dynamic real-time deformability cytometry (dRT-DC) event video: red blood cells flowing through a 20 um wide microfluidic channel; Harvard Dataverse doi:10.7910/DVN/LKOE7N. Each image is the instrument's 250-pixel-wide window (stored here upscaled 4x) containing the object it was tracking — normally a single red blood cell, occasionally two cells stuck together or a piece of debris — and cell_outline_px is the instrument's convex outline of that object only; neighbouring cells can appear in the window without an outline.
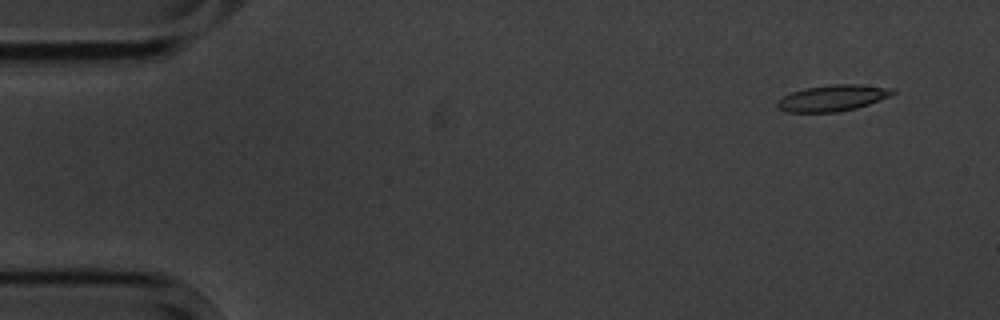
{"species": "common noctule bat (a hibernating species)", "species_latin": "Nyctalus noctula", "temperature_condition": "cold", "stored_images_in_passage": 7, "camera_frame_rate_fps": 3000, "um_per_image_px": 0.085, "animal": {"sex": "male", "body_mass_g": 20.1, "forearm_length_mm": 53.5}, "frame": {"image": 1, "passage_image": 1, "time_ms": 0.0, "image_size_px": [1000, 320], "cell_outline_px": [[896, 92], [892, 96], [856, 108], [836, 112], [784, 112], [776, 108], [776, 100], [792, 92], [804, 88], [832, 84], [856, 84], [892, 88]], "centroid_in_image_um": [70.74, 8.33], "position_along_channel_um": 14.3, "area_um2": 17.74}}
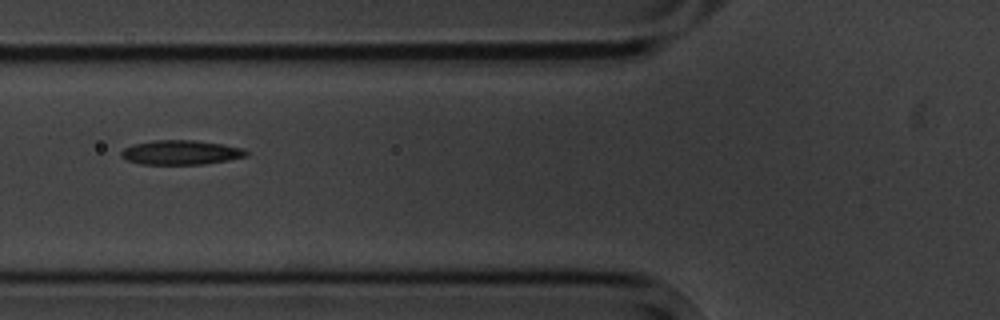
{"frame": {"image": 2, "passage_image": 6, "time_ms": 5.667, "image_size_px": [1000, 320], "cell_outline_px": [[248, 156], [228, 160], [204, 164], [140, 164], [128, 160], [120, 156], [120, 152], [124, 148], [132, 144], [152, 140], [196, 140], [224, 144], [244, 148], [248, 152]], "centroid_in_image_um": [15.38, 12.95], "position_along_channel_um": 110.4, "area_um2": 17.98}}
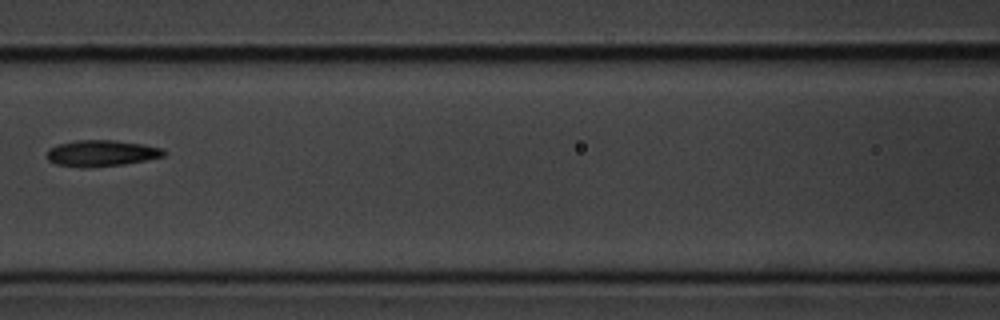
{"frame": {"image": 3, "passage_image": 7, "time_ms": 7.0, "image_size_px": [1000, 320], "cell_outline_px": [[168, 152], [164, 156], [124, 164], [88, 168], [80, 168], [56, 164], [48, 160], [48, 148], [60, 144], [76, 140], [116, 140], [144, 144], [160, 148]], "centroid_in_image_um": [8.62, 13.03], "position_along_channel_um": 158.0, "area_um2": 17.92}}